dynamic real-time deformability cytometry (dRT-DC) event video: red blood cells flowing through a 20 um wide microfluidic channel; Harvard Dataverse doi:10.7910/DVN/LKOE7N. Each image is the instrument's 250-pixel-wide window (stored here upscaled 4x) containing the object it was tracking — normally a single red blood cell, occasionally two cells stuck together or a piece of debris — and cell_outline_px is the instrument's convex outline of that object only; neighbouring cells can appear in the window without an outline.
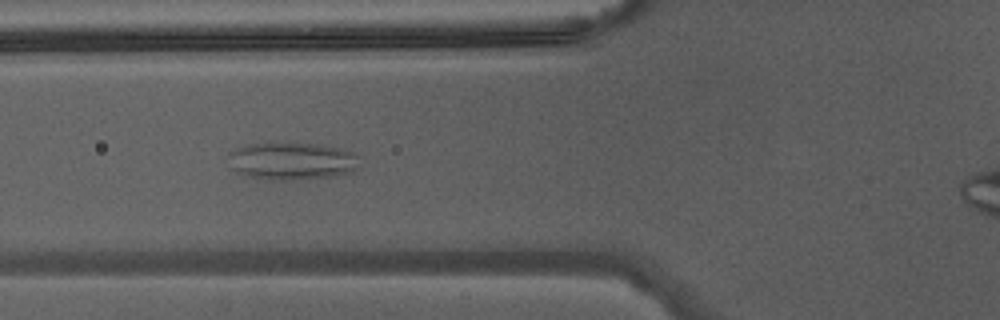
{"species": "Egyptian fruit bat (a non-hibernating species)", "species_latin": "Rousettus aegyptiacus", "temperature_condition": "warm", "stored_images_in_passage": 30, "camera_frame_rate_fps": 3000, "um_per_image_px": 0.085, "animal": {"sex": "male"}, "frame": {"image": 1, "passage_image": 5, "time_ms": 1.333, "image_size_px": [1000, 320], "cell_outline_px": [[360, 168], [352, 172], [336, 176], [300, 180], [280, 180], [248, 176], [236, 172], [232, 168], [228, 156], [236, 148], [252, 144], [320, 144], [340, 148], [352, 152], [356, 156]], "centroid_in_image_um": [24.87, 13.71], "position_along_channel_um": 100.9, "area_um2": 28.44}}
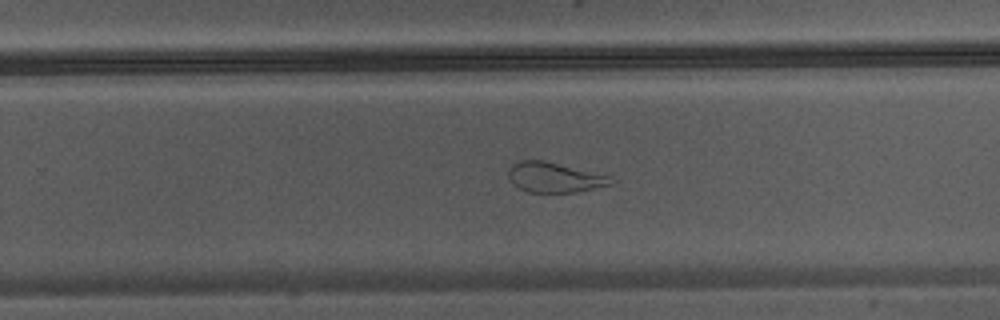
{"frame": {"image": 2, "passage_image": 17, "time_ms": 5.333, "image_size_px": [1000, 320], "cell_outline_px": [[616, 180], [612, 184], [576, 192], [528, 192], [512, 184], [508, 176], [508, 168], [512, 164], [520, 160], [544, 160], [608, 176]], "centroid_in_image_um": [47.08, 15.07], "position_along_channel_um": 282.7, "area_um2": 17.8}}
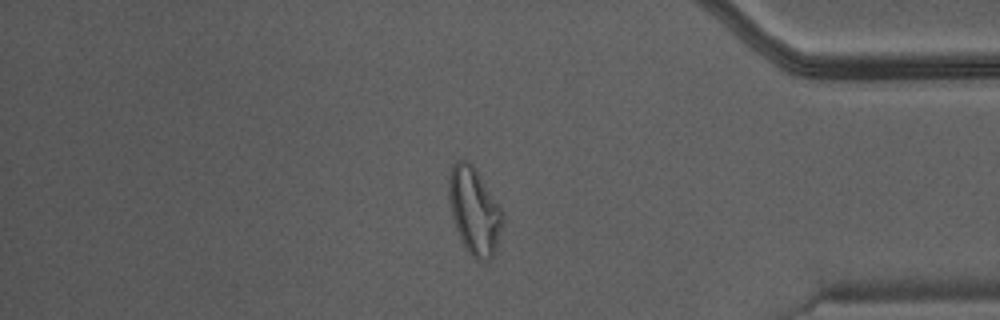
{"frame": {"image": 3, "passage_image": 26, "time_ms": 8.333, "image_size_px": [1000, 320], "cell_outline_px": [[504, 220], [492, 256], [488, 260], [476, 260], [468, 252], [460, 240], [452, 216], [448, 196], [448, 180], [452, 164], [456, 160], [468, 160], [472, 164], [504, 212]], "centroid_in_image_um": [40.3, 17.9], "position_along_channel_um": 394.9, "area_um2": 27.11}}